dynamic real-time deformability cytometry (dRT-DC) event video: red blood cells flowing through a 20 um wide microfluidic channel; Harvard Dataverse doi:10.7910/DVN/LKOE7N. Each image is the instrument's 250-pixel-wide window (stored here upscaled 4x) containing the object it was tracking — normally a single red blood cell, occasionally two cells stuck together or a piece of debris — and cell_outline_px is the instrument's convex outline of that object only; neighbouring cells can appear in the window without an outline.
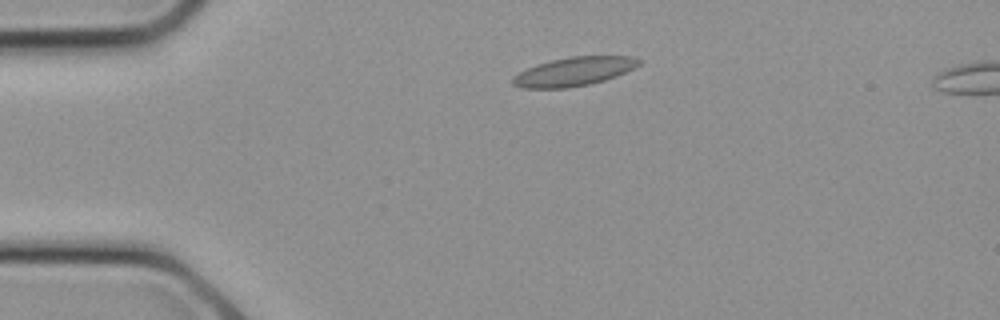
{"species": "common noctule bat (a hibernating species)", "species_latin": "Nyctalus noctula", "temperature_condition": "cold", "stored_images_in_passage": 11, "camera_frame_rate_fps": 3000, "um_per_image_px": 0.085, "animal": {"sex": "female", "body_mass_g": 21.9}, "frame": {"image": 1, "passage_image": 4, "time_ms": 1.0, "image_size_px": [1000, 320], "cell_outline_px": [[640, 64], [616, 76], [604, 80], [588, 84], [568, 88], [520, 88], [512, 84], [512, 76], [536, 64], [568, 56], [632, 56], [640, 60]], "centroid_in_image_um": [48.74, 6.08], "position_along_channel_um": 36.3, "area_um2": 21.04}}
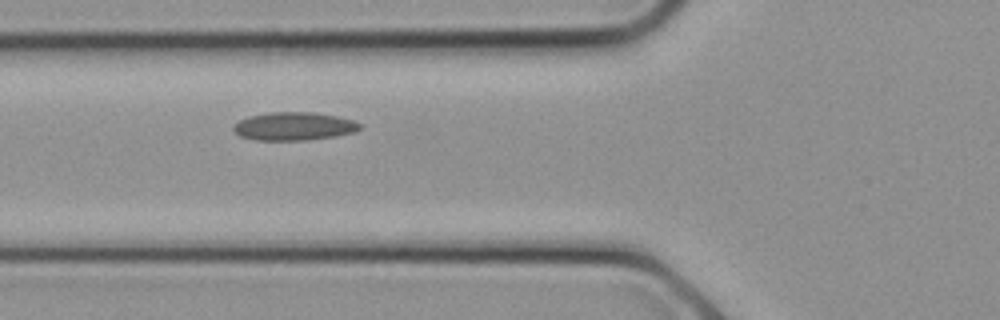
{"frame": {"image": 2, "passage_image": 8, "time_ms": 2.333, "image_size_px": [1000, 320], "cell_outline_px": [[360, 128], [356, 132], [336, 136], [308, 140], [256, 140], [240, 136], [232, 128], [240, 120], [248, 116], [272, 112], [312, 112], [336, 116], [352, 120], [360, 124]], "centroid_in_image_um": [24.99, 10.74], "position_along_channel_um": 100.8, "area_um2": 20.63}}
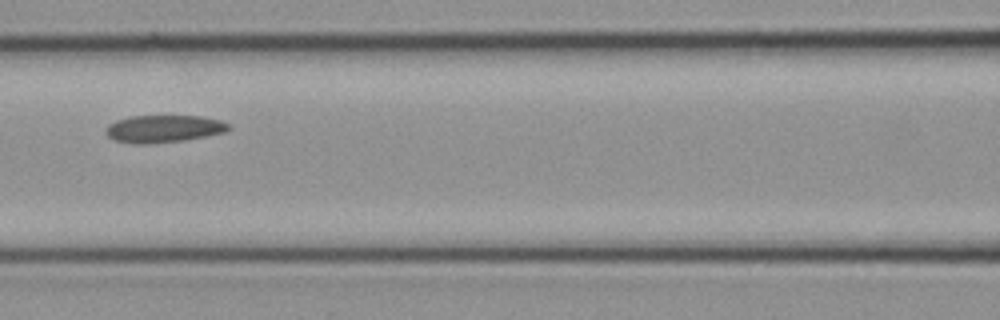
{"frame": {"image": 3, "passage_image": 10, "time_ms": 3.0, "image_size_px": [1000, 320], "cell_outline_px": [[232, 128], [224, 132], [184, 140], [152, 144], [132, 144], [112, 140], [104, 132], [104, 128], [108, 124], [116, 120], [132, 116], [200, 116], [220, 120], [228, 124]], "centroid_in_image_um": [13.84, 10.95], "position_along_channel_um": 152.8, "area_um2": 19.77}}